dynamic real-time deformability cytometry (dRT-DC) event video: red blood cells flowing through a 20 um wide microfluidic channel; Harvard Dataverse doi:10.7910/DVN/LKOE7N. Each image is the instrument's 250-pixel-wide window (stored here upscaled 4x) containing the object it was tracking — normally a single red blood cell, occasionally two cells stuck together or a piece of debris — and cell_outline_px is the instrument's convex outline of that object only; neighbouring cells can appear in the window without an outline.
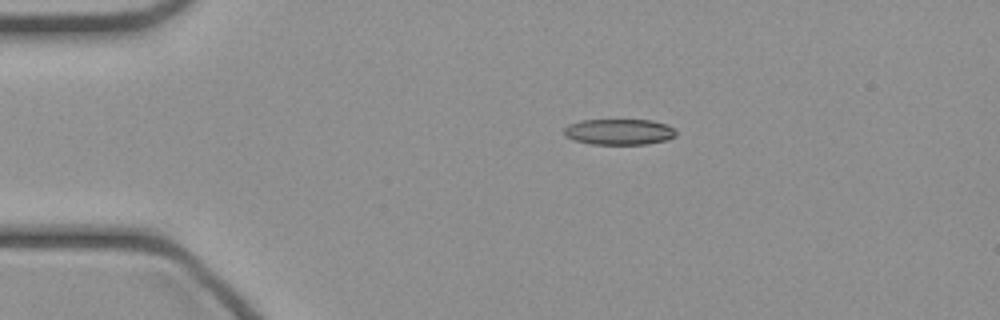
{"species": "common noctule bat (a hibernating species)", "species_latin": "Nyctalus noctula", "temperature_condition": "cold", "stored_images_in_passage": 47, "camera_frame_rate_fps": 3000, "um_per_image_px": 0.085, "animal": {"sex": "female", "body_mass_g": 21.9}, "frame": {"image": 1, "passage_image": 9, "time_ms": 2.667, "image_size_px": [1000, 320], "cell_outline_px": [[676, 136], [668, 140], [648, 144], [592, 144], [572, 140], [564, 136], [564, 128], [568, 124], [580, 120], [652, 120], [668, 124], [676, 132]], "centroid_in_image_um": [52.62, 11.21], "position_along_channel_um": 32.4, "area_um2": 17.11}}
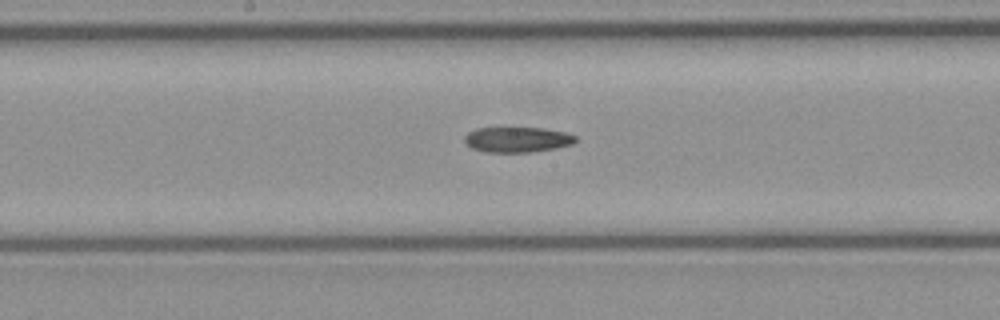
{"frame": {"image": 2, "passage_image": 24, "time_ms": 7.667, "image_size_px": [1000, 320], "cell_outline_px": [[576, 140], [572, 144], [556, 148], [532, 152], [484, 152], [472, 148], [464, 140], [464, 136], [468, 132], [476, 128], [544, 128], [564, 132], [576, 136]], "centroid_in_image_um": [43.96, 11.86], "position_along_channel_um": 204.2, "area_um2": 16.36}}
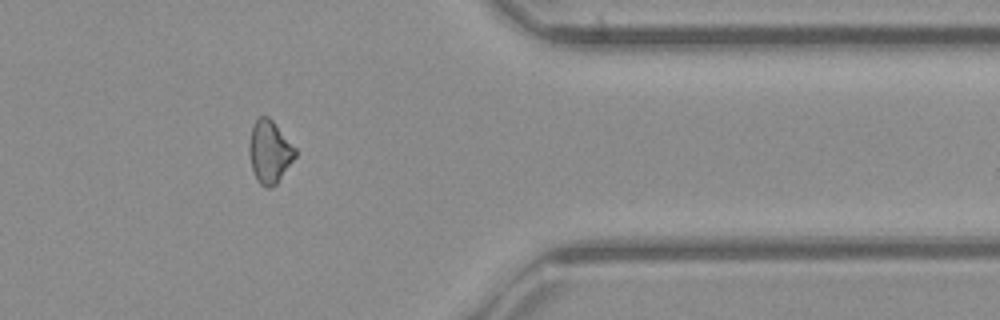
{"frame": {"image": 3, "passage_image": 38, "time_ms": 12.333, "image_size_px": [1000, 320], "cell_outline_px": [[296, 156], [276, 184], [268, 188], [264, 188], [256, 180], [252, 168], [248, 152], [248, 144], [252, 124], [260, 116], [268, 116], [272, 120], [296, 148]], "centroid_in_image_um": [22.89, 12.9], "position_along_channel_um": 388.5, "area_um2": 16.88}}